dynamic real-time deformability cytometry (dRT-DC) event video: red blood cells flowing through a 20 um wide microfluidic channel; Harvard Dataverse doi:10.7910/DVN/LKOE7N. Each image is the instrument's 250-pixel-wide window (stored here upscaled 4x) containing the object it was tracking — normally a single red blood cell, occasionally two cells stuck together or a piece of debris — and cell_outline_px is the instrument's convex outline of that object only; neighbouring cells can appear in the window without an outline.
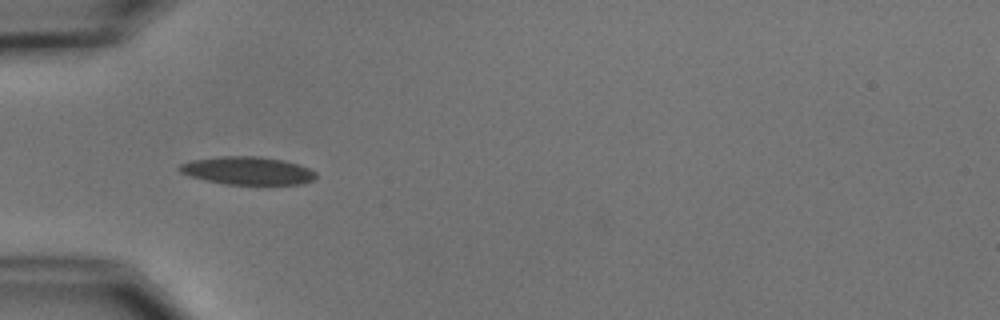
{"species": "common noctule bat (a hibernating species)", "species_latin": "Nyctalus noctula", "temperature_condition": "cold", "stored_images_in_passage": 6, "camera_frame_rate_fps": 3000, "um_per_image_px": 0.085, "animal": {"sex": "male", "body_mass_g": 15.6}, "frame": {"image": 1, "passage_image": 5, "time_ms": 4.667, "image_size_px": [1000, 320], "cell_outline_px": [[316, 176], [312, 180], [300, 184], [224, 184], [192, 176], [180, 172], [176, 168], [180, 164], [192, 160], [220, 156], [256, 156], [284, 160], [300, 164], [316, 172]], "centroid_in_image_um": [21.05, 14.5], "position_along_channel_um": 64.0, "area_um2": 22.08}}